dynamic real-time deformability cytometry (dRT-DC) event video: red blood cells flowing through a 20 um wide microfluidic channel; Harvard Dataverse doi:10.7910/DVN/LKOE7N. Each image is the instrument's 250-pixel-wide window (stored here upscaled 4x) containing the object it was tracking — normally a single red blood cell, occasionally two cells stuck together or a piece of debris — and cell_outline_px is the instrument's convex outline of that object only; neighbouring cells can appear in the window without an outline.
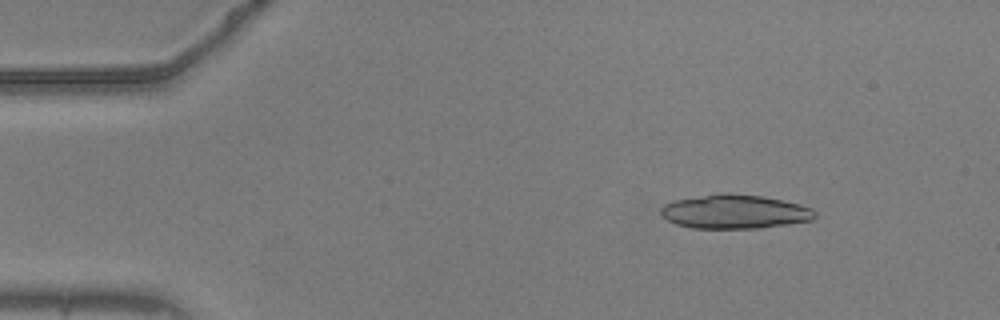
{"species": "common noctule bat (a hibernating species)", "species_latin": "Nyctalus noctula", "temperature_condition": "warm", "stored_images_in_passage": 51, "camera_frame_rate_fps": 3000, "um_per_image_px": 0.085, "animal": {"sex": "male", "body_mass_g": 20.5, "forearm_length_mm": 52.5}, "frame": {"image": 1, "passage_image": 4, "time_ms": 1.0, "image_size_px": [1000, 320], "cell_outline_px": [[816, 216], [812, 220], [788, 224], [760, 228], [692, 228], [676, 224], [668, 220], [660, 212], [660, 208], [664, 204], [672, 200], [720, 192], [728, 192], [764, 196], [800, 204], [812, 208], [816, 212]], "centroid_in_image_um": [62.45, 17.97], "position_along_channel_um": 22.6, "area_um2": 30.87}}